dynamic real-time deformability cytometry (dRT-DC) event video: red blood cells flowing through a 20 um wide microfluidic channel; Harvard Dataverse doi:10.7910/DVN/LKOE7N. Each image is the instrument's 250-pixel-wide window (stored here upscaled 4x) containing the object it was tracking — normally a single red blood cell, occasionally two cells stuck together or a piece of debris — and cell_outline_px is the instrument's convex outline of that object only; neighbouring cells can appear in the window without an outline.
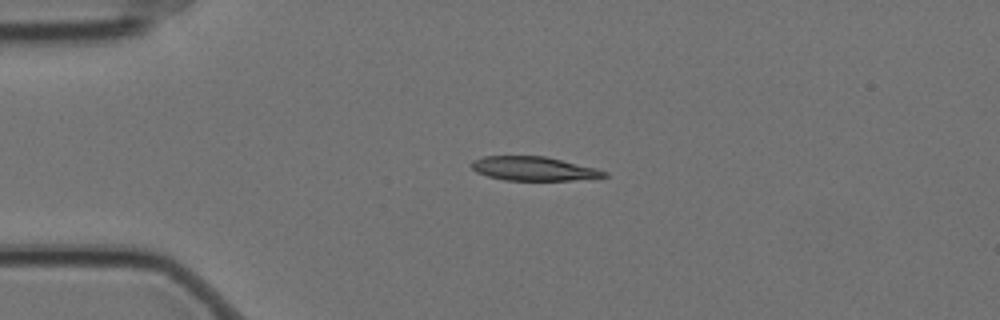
{"species": "Egyptian fruit bat (a non-hibernating species)", "species_latin": "Rousettus aegyptiacus", "temperature_condition": "cold", "stored_images_in_passage": 4, "camera_frame_rate_fps": 3000, "um_per_image_px": 0.085, "animal": {"sex": "female"}, "frame": {"image": 1, "passage_image": 3, "time_ms": 0.667, "image_size_px": [1000, 320], "cell_outline_px": [[608, 176], [572, 180], [504, 180], [488, 176], [476, 172], [468, 164], [472, 160], [484, 156], [544, 156], [596, 168], [608, 172]], "centroid_in_image_um": [45.31, 14.33], "position_along_channel_um": 39.7, "area_um2": 18.5}}